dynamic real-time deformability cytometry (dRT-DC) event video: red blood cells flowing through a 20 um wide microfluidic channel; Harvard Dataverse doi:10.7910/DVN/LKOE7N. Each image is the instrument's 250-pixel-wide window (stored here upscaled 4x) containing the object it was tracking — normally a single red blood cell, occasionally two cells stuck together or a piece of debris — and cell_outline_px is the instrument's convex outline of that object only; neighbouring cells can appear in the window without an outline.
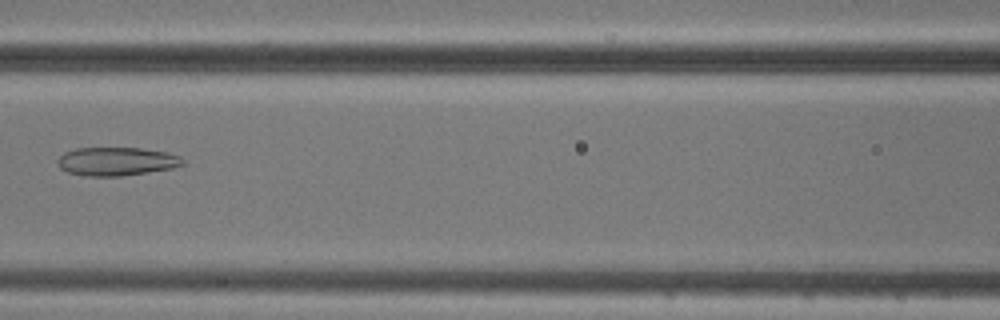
{"species": "common noctule bat (a hibernating species)", "species_latin": "Nyctalus noctula", "temperature_condition": "cold", "stored_images_in_passage": 8, "camera_frame_rate_fps": 3000, "um_per_image_px": 0.085, "animal": {"sex": "male", "body_mass_g": 20.5, "forearm_length_mm": 52.5}, "frame": {"image": 1, "passage_image": 7, "time_ms": 7.0, "image_size_px": [1000, 320], "cell_outline_px": [[184, 164], [172, 168], [120, 176], [84, 176], [68, 172], [60, 168], [56, 164], [56, 160], [64, 152], [76, 148], [140, 148], [168, 152], [180, 156], [184, 160]], "centroid_in_image_um": [9.88, 13.71], "position_along_channel_um": 156.7, "area_um2": 20.81}}
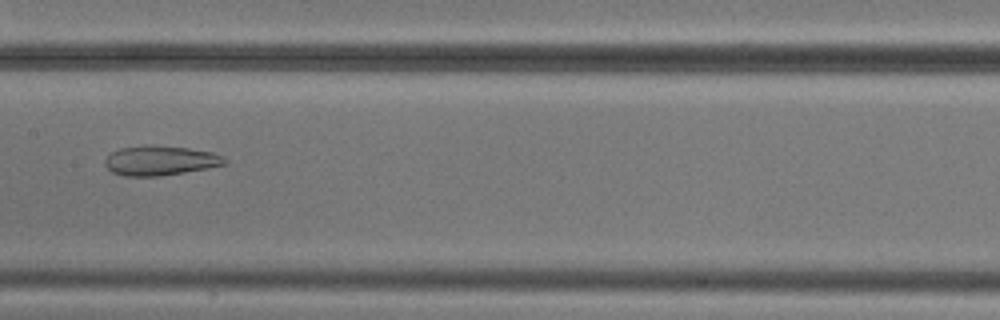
{"frame": {"image": 2, "passage_image": 8, "time_ms": 8.0, "image_size_px": [1000, 320], "cell_outline_px": [[228, 164], [208, 168], [160, 176], [124, 176], [112, 172], [104, 164], [104, 160], [112, 152], [120, 148], [144, 144], [148, 144], [188, 148], [212, 152], [224, 156], [228, 160]], "centroid_in_image_um": [13.64, 13.64], "position_along_channel_um": 193.8, "area_um2": 20.92}}